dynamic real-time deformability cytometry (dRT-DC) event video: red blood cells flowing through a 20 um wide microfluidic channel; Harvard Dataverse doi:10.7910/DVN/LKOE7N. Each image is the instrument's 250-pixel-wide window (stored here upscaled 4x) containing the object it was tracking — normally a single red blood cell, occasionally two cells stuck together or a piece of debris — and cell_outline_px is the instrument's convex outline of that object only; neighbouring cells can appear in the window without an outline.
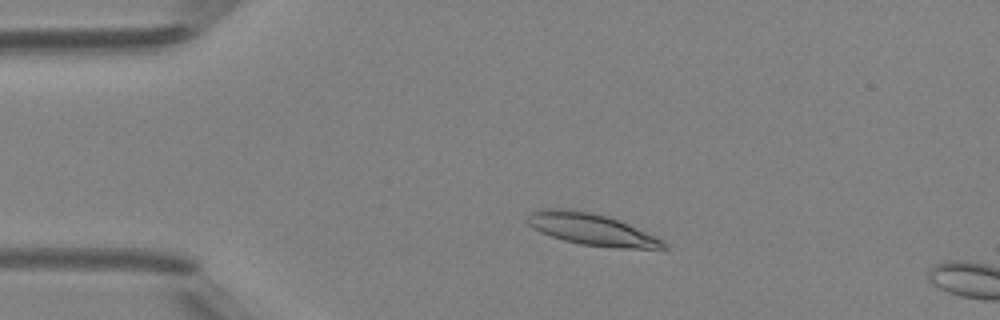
{"species": "Egyptian fruit bat (a non-hibernating species)", "species_latin": "Rousettus aegyptiacus", "temperature_condition": "room temperature", "stored_images_in_passage": 12, "camera_frame_rate_fps": 3000, "um_per_image_px": 0.085, "animal": {"sex": "female"}, "frame": {"image": 1, "passage_image": 9, "time_ms": 2.667, "image_size_px": [1000, 320], "cell_outline_px": [[668, 248], [616, 248], [580, 244], [564, 240], [540, 232], [532, 228], [524, 220], [528, 212], [544, 208], [568, 208], [588, 212], [604, 216], [628, 224], [656, 236], [664, 240], [668, 244]], "centroid_in_image_um": [50.22, 19.49], "position_along_channel_um": 34.8, "area_um2": 25.2}}